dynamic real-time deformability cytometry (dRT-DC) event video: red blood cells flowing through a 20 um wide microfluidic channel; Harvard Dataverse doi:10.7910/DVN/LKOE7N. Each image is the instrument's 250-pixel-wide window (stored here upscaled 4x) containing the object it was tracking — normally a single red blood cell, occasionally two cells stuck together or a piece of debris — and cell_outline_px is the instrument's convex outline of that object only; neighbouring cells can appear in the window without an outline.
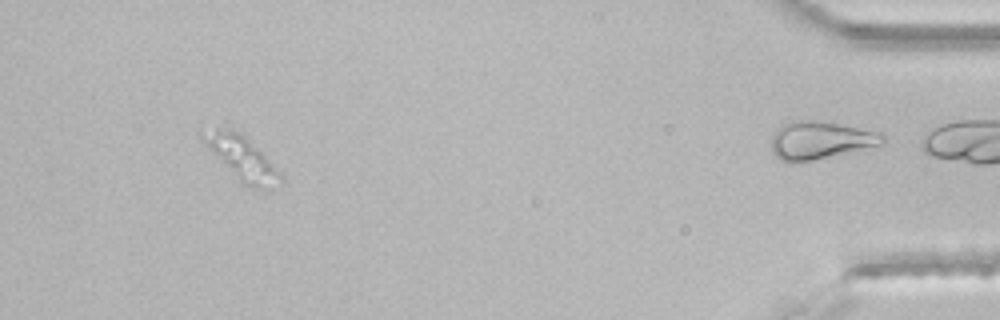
{"species": "common noctule bat (a hibernating species)", "species_latin": "Nyctalus noctula", "temperature_condition": "room temperature", "stored_images_in_passage": 44, "segment_of_instrument_passage": [2, 2], "camera_frame_rate_fps": 3000, "um_per_image_px": 0.085, "animal": {"sex": "male", "body_mass_g": 21.5, "forearm_length_mm": 52.0}, "frame": {"image": 1, "passage_image": 44, "time_ms": 14.333, "image_size_px": [1000, 320], "cell_outline_px": [[884, 140], [880, 144], [812, 160], [788, 164], [780, 160], [772, 152], [772, 132], [776, 128], [792, 120], [820, 120], [884, 132]], "centroid_in_image_um": [69.67, 11.9], "position_along_channel_um": 365.5, "area_um2": 24.62}}